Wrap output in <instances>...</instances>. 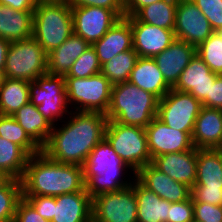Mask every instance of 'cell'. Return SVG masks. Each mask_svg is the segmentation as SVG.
Here are the masks:
<instances>
[{
    "instance_id": "22",
    "label": "cell",
    "mask_w": 222,
    "mask_h": 222,
    "mask_svg": "<svg viewBox=\"0 0 222 222\" xmlns=\"http://www.w3.org/2000/svg\"><path fill=\"white\" fill-rule=\"evenodd\" d=\"M97 54L100 64H104L119 53L133 48L132 29L130 22L121 18L107 33L91 45Z\"/></svg>"
},
{
    "instance_id": "35",
    "label": "cell",
    "mask_w": 222,
    "mask_h": 222,
    "mask_svg": "<svg viewBox=\"0 0 222 222\" xmlns=\"http://www.w3.org/2000/svg\"><path fill=\"white\" fill-rule=\"evenodd\" d=\"M196 54L212 72L222 74V32L214 31L196 48Z\"/></svg>"
},
{
    "instance_id": "32",
    "label": "cell",
    "mask_w": 222,
    "mask_h": 222,
    "mask_svg": "<svg viewBox=\"0 0 222 222\" xmlns=\"http://www.w3.org/2000/svg\"><path fill=\"white\" fill-rule=\"evenodd\" d=\"M139 56L132 48L101 65V73L114 85L128 82Z\"/></svg>"
},
{
    "instance_id": "47",
    "label": "cell",
    "mask_w": 222,
    "mask_h": 222,
    "mask_svg": "<svg viewBox=\"0 0 222 222\" xmlns=\"http://www.w3.org/2000/svg\"><path fill=\"white\" fill-rule=\"evenodd\" d=\"M11 42L6 39L0 38V69L4 70L7 52Z\"/></svg>"
},
{
    "instance_id": "48",
    "label": "cell",
    "mask_w": 222,
    "mask_h": 222,
    "mask_svg": "<svg viewBox=\"0 0 222 222\" xmlns=\"http://www.w3.org/2000/svg\"><path fill=\"white\" fill-rule=\"evenodd\" d=\"M10 179L11 177L0 169V187L4 186Z\"/></svg>"
},
{
    "instance_id": "28",
    "label": "cell",
    "mask_w": 222,
    "mask_h": 222,
    "mask_svg": "<svg viewBox=\"0 0 222 222\" xmlns=\"http://www.w3.org/2000/svg\"><path fill=\"white\" fill-rule=\"evenodd\" d=\"M195 186H222L221 149H197Z\"/></svg>"
},
{
    "instance_id": "45",
    "label": "cell",
    "mask_w": 222,
    "mask_h": 222,
    "mask_svg": "<svg viewBox=\"0 0 222 222\" xmlns=\"http://www.w3.org/2000/svg\"><path fill=\"white\" fill-rule=\"evenodd\" d=\"M0 4L25 12H34L37 6L36 0H0Z\"/></svg>"
},
{
    "instance_id": "9",
    "label": "cell",
    "mask_w": 222,
    "mask_h": 222,
    "mask_svg": "<svg viewBox=\"0 0 222 222\" xmlns=\"http://www.w3.org/2000/svg\"><path fill=\"white\" fill-rule=\"evenodd\" d=\"M47 57L48 53L33 36L11 42L4 66L5 77L34 81L47 73Z\"/></svg>"
},
{
    "instance_id": "16",
    "label": "cell",
    "mask_w": 222,
    "mask_h": 222,
    "mask_svg": "<svg viewBox=\"0 0 222 222\" xmlns=\"http://www.w3.org/2000/svg\"><path fill=\"white\" fill-rule=\"evenodd\" d=\"M217 75L195 54L172 88L192 94L202 103V106L210 108L211 84L214 83Z\"/></svg>"
},
{
    "instance_id": "8",
    "label": "cell",
    "mask_w": 222,
    "mask_h": 222,
    "mask_svg": "<svg viewBox=\"0 0 222 222\" xmlns=\"http://www.w3.org/2000/svg\"><path fill=\"white\" fill-rule=\"evenodd\" d=\"M105 139L133 172L137 173L143 166L152 163L145 128L111 120L106 125Z\"/></svg>"
},
{
    "instance_id": "44",
    "label": "cell",
    "mask_w": 222,
    "mask_h": 222,
    "mask_svg": "<svg viewBox=\"0 0 222 222\" xmlns=\"http://www.w3.org/2000/svg\"><path fill=\"white\" fill-rule=\"evenodd\" d=\"M210 108L222 110V74L216 76L210 89Z\"/></svg>"
},
{
    "instance_id": "25",
    "label": "cell",
    "mask_w": 222,
    "mask_h": 222,
    "mask_svg": "<svg viewBox=\"0 0 222 222\" xmlns=\"http://www.w3.org/2000/svg\"><path fill=\"white\" fill-rule=\"evenodd\" d=\"M137 222H167L171 202L161 199L135 178Z\"/></svg>"
},
{
    "instance_id": "24",
    "label": "cell",
    "mask_w": 222,
    "mask_h": 222,
    "mask_svg": "<svg viewBox=\"0 0 222 222\" xmlns=\"http://www.w3.org/2000/svg\"><path fill=\"white\" fill-rule=\"evenodd\" d=\"M129 82L150 92L159 100L171 90L153 58L139 57L131 71Z\"/></svg>"
},
{
    "instance_id": "1",
    "label": "cell",
    "mask_w": 222,
    "mask_h": 222,
    "mask_svg": "<svg viewBox=\"0 0 222 222\" xmlns=\"http://www.w3.org/2000/svg\"><path fill=\"white\" fill-rule=\"evenodd\" d=\"M68 120L53 126L42 152L64 164L82 166L90 152L105 138L108 119L99 112L72 111ZM67 120V121H66Z\"/></svg>"
},
{
    "instance_id": "19",
    "label": "cell",
    "mask_w": 222,
    "mask_h": 222,
    "mask_svg": "<svg viewBox=\"0 0 222 222\" xmlns=\"http://www.w3.org/2000/svg\"><path fill=\"white\" fill-rule=\"evenodd\" d=\"M195 54V46L183 40L175 39L168 48L153 59L156 61L164 80L172 88Z\"/></svg>"
},
{
    "instance_id": "20",
    "label": "cell",
    "mask_w": 222,
    "mask_h": 222,
    "mask_svg": "<svg viewBox=\"0 0 222 222\" xmlns=\"http://www.w3.org/2000/svg\"><path fill=\"white\" fill-rule=\"evenodd\" d=\"M191 138L197 149L222 148V110L202 106Z\"/></svg>"
},
{
    "instance_id": "30",
    "label": "cell",
    "mask_w": 222,
    "mask_h": 222,
    "mask_svg": "<svg viewBox=\"0 0 222 222\" xmlns=\"http://www.w3.org/2000/svg\"><path fill=\"white\" fill-rule=\"evenodd\" d=\"M178 0H161L141 8L134 17L157 27L174 30Z\"/></svg>"
},
{
    "instance_id": "17",
    "label": "cell",
    "mask_w": 222,
    "mask_h": 222,
    "mask_svg": "<svg viewBox=\"0 0 222 222\" xmlns=\"http://www.w3.org/2000/svg\"><path fill=\"white\" fill-rule=\"evenodd\" d=\"M136 178L161 199L171 203L185 201L191 196L190 187L173 180L152 163L143 166L136 173Z\"/></svg>"
},
{
    "instance_id": "37",
    "label": "cell",
    "mask_w": 222,
    "mask_h": 222,
    "mask_svg": "<svg viewBox=\"0 0 222 222\" xmlns=\"http://www.w3.org/2000/svg\"><path fill=\"white\" fill-rule=\"evenodd\" d=\"M210 22L214 31H222V0H191Z\"/></svg>"
},
{
    "instance_id": "12",
    "label": "cell",
    "mask_w": 222,
    "mask_h": 222,
    "mask_svg": "<svg viewBox=\"0 0 222 222\" xmlns=\"http://www.w3.org/2000/svg\"><path fill=\"white\" fill-rule=\"evenodd\" d=\"M73 33L92 45L100 40L121 18L108 8L71 6Z\"/></svg>"
},
{
    "instance_id": "29",
    "label": "cell",
    "mask_w": 222,
    "mask_h": 222,
    "mask_svg": "<svg viewBox=\"0 0 222 222\" xmlns=\"http://www.w3.org/2000/svg\"><path fill=\"white\" fill-rule=\"evenodd\" d=\"M29 102V81L5 78L0 87V115L12 116Z\"/></svg>"
},
{
    "instance_id": "39",
    "label": "cell",
    "mask_w": 222,
    "mask_h": 222,
    "mask_svg": "<svg viewBox=\"0 0 222 222\" xmlns=\"http://www.w3.org/2000/svg\"><path fill=\"white\" fill-rule=\"evenodd\" d=\"M167 222H194L193 198L171 203Z\"/></svg>"
},
{
    "instance_id": "4",
    "label": "cell",
    "mask_w": 222,
    "mask_h": 222,
    "mask_svg": "<svg viewBox=\"0 0 222 222\" xmlns=\"http://www.w3.org/2000/svg\"><path fill=\"white\" fill-rule=\"evenodd\" d=\"M159 99L128 82L114 84L106 113L108 121L146 128L158 113Z\"/></svg>"
},
{
    "instance_id": "11",
    "label": "cell",
    "mask_w": 222,
    "mask_h": 222,
    "mask_svg": "<svg viewBox=\"0 0 222 222\" xmlns=\"http://www.w3.org/2000/svg\"><path fill=\"white\" fill-rule=\"evenodd\" d=\"M202 103L192 94L173 88L158 103L157 117L167 126L183 132H193Z\"/></svg>"
},
{
    "instance_id": "5",
    "label": "cell",
    "mask_w": 222,
    "mask_h": 222,
    "mask_svg": "<svg viewBox=\"0 0 222 222\" xmlns=\"http://www.w3.org/2000/svg\"><path fill=\"white\" fill-rule=\"evenodd\" d=\"M73 34L71 6L67 3H39L33 12V37L49 53Z\"/></svg>"
},
{
    "instance_id": "3",
    "label": "cell",
    "mask_w": 222,
    "mask_h": 222,
    "mask_svg": "<svg viewBox=\"0 0 222 222\" xmlns=\"http://www.w3.org/2000/svg\"><path fill=\"white\" fill-rule=\"evenodd\" d=\"M82 167L85 189L91 198L129 187L136 178V173L120 159L105 138L90 152Z\"/></svg>"
},
{
    "instance_id": "40",
    "label": "cell",
    "mask_w": 222,
    "mask_h": 222,
    "mask_svg": "<svg viewBox=\"0 0 222 222\" xmlns=\"http://www.w3.org/2000/svg\"><path fill=\"white\" fill-rule=\"evenodd\" d=\"M194 221L222 222V205L193 203Z\"/></svg>"
},
{
    "instance_id": "49",
    "label": "cell",
    "mask_w": 222,
    "mask_h": 222,
    "mask_svg": "<svg viewBox=\"0 0 222 222\" xmlns=\"http://www.w3.org/2000/svg\"><path fill=\"white\" fill-rule=\"evenodd\" d=\"M37 4L39 3H50V2H55V3H67L68 0H36Z\"/></svg>"
},
{
    "instance_id": "42",
    "label": "cell",
    "mask_w": 222,
    "mask_h": 222,
    "mask_svg": "<svg viewBox=\"0 0 222 222\" xmlns=\"http://www.w3.org/2000/svg\"><path fill=\"white\" fill-rule=\"evenodd\" d=\"M70 6H95L113 10L120 18L125 17L124 0H68Z\"/></svg>"
},
{
    "instance_id": "33",
    "label": "cell",
    "mask_w": 222,
    "mask_h": 222,
    "mask_svg": "<svg viewBox=\"0 0 222 222\" xmlns=\"http://www.w3.org/2000/svg\"><path fill=\"white\" fill-rule=\"evenodd\" d=\"M0 137L19 145L29 156L42 152V148L12 116L0 115Z\"/></svg>"
},
{
    "instance_id": "15",
    "label": "cell",
    "mask_w": 222,
    "mask_h": 222,
    "mask_svg": "<svg viewBox=\"0 0 222 222\" xmlns=\"http://www.w3.org/2000/svg\"><path fill=\"white\" fill-rule=\"evenodd\" d=\"M125 18L130 22L133 49L139 57L154 58L176 39L173 30L140 22L134 16Z\"/></svg>"
},
{
    "instance_id": "41",
    "label": "cell",
    "mask_w": 222,
    "mask_h": 222,
    "mask_svg": "<svg viewBox=\"0 0 222 222\" xmlns=\"http://www.w3.org/2000/svg\"><path fill=\"white\" fill-rule=\"evenodd\" d=\"M37 211V213L48 221L53 219L54 196L22 195Z\"/></svg>"
},
{
    "instance_id": "7",
    "label": "cell",
    "mask_w": 222,
    "mask_h": 222,
    "mask_svg": "<svg viewBox=\"0 0 222 222\" xmlns=\"http://www.w3.org/2000/svg\"><path fill=\"white\" fill-rule=\"evenodd\" d=\"M29 94L30 102L52 126L58 125L57 121L67 119L65 116L71 113L64 76L46 73L29 81Z\"/></svg>"
},
{
    "instance_id": "10",
    "label": "cell",
    "mask_w": 222,
    "mask_h": 222,
    "mask_svg": "<svg viewBox=\"0 0 222 222\" xmlns=\"http://www.w3.org/2000/svg\"><path fill=\"white\" fill-rule=\"evenodd\" d=\"M137 210L135 178L129 187L92 198V222H137Z\"/></svg>"
},
{
    "instance_id": "18",
    "label": "cell",
    "mask_w": 222,
    "mask_h": 222,
    "mask_svg": "<svg viewBox=\"0 0 222 222\" xmlns=\"http://www.w3.org/2000/svg\"><path fill=\"white\" fill-rule=\"evenodd\" d=\"M152 164L173 180L191 189L195 186L197 173V148L183 152L162 154L152 160Z\"/></svg>"
},
{
    "instance_id": "21",
    "label": "cell",
    "mask_w": 222,
    "mask_h": 222,
    "mask_svg": "<svg viewBox=\"0 0 222 222\" xmlns=\"http://www.w3.org/2000/svg\"><path fill=\"white\" fill-rule=\"evenodd\" d=\"M51 222H92V198L83 191L55 196Z\"/></svg>"
},
{
    "instance_id": "2",
    "label": "cell",
    "mask_w": 222,
    "mask_h": 222,
    "mask_svg": "<svg viewBox=\"0 0 222 222\" xmlns=\"http://www.w3.org/2000/svg\"><path fill=\"white\" fill-rule=\"evenodd\" d=\"M21 183L22 195L55 197L85 189L82 166L56 162L43 152L29 157Z\"/></svg>"
},
{
    "instance_id": "26",
    "label": "cell",
    "mask_w": 222,
    "mask_h": 222,
    "mask_svg": "<svg viewBox=\"0 0 222 222\" xmlns=\"http://www.w3.org/2000/svg\"><path fill=\"white\" fill-rule=\"evenodd\" d=\"M33 36V12L16 11L0 4V38L9 42Z\"/></svg>"
},
{
    "instance_id": "43",
    "label": "cell",
    "mask_w": 222,
    "mask_h": 222,
    "mask_svg": "<svg viewBox=\"0 0 222 222\" xmlns=\"http://www.w3.org/2000/svg\"><path fill=\"white\" fill-rule=\"evenodd\" d=\"M14 222H50L41 217L33 206L25 199L21 198L16 206Z\"/></svg>"
},
{
    "instance_id": "6",
    "label": "cell",
    "mask_w": 222,
    "mask_h": 222,
    "mask_svg": "<svg viewBox=\"0 0 222 222\" xmlns=\"http://www.w3.org/2000/svg\"><path fill=\"white\" fill-rule=\"evenodd\" d=\"M67 101L72 111L106 115L113 84L100 72L88 78L65 77ZM74 105V106H73Z\"/></svg>"
},
{
    "instance_id": "31",
    "label": "cell",
    "mask_w": 222,
    "mask_h": 222,
    "mask_svg": "<svg viewBox=\"0 0 222 222\" xmlns=\"http://www.w3.org/2000/svg\"><path fill=\"white\" fill-rule=\"evenodd\" d=\"M29 157L19 145L0 137V169L11 178L22 179Z\"/></svg>"
},
{
    "instance_id": "50",
    "label": "cell",
    "mask_w": 222,
    "mask_h": 222,
    "mask_svg": "<svg viewBox=\"0 0 222 222\" xmlns=\"http://www.w3.org/2000/svg\"><path fill=\"white\" fill-rule=\"evenodd\" d=\"M5 73L4 70L0 69V87L2 86V84L4 83L5 80Z\"/></svg>"
},
{
    "instance_id": "14",
    "label": "cell",
    "mask_w": 222,
    "mask_h": 222,
    "mask_svg": "<svg viewBox=\"0 0 222 222\" xmlns=\"http://www.w3.org/2000/svg\"><path fill=\"white\" fill-rule=\"evenodd\" d=\"M151 159L162 154L191 150L192 132H183L167 126L157 116L145 128Z\"/></svg>"
},
{
    "instance_id": "34",
    "label": "cell",
    "mask_w": 222,
    "mask_h": 222,
    "mask_svg": "<svg viewBox=\"0 0 222 222\" xmlns=\"http://www.w3.org/2000/svg\"><path fill=\"white\" fill-rule=\"evenodd\" d=\"M21 198V180L11 178L0 187V222H14L16 206Z\"/></svg>"
},
{
    "instance_id": "27",
    "label": "cell",
    "mask_w": 222,
    "mask_h": 222,
    "mask_svg": "<svg viewBox=\"0 0 222 222\" xmlns=\"http://www.w3.org/2000/svg\"><path fill=\"white\" fill-rule=\"evenodd\" d=\"M12 117L41 148L47 143L53 126L34 104L23 105Z\"/></svg>"
},
{
    "instance_id": "36",
    "label": "cell",
    "mask_w": 222,
    "mask_h": 222,
    "mask_svg": "<svg viewBox=\"0 0 222 222\" xmlns=\"http://www.w3.org/2000/svg\"><path fill=\"white\" fill-rule=\"evenodd\" d=\"M101 72L95 49L90 46L71 66L65 77L88 78Z\"/></svg>"
},
{
    "instance_id": "38",
    "label": "cell",
    "mask_w": 222,
    "mask_h": 222,
    "mask_svg": "<svg viewBox=\"0 0 222 222\" xmlns=\"http://www.w3.org/2000/svg\"><path fill=\"white\" fill-rule=\"evenodd\" d=\"M193 203L222 205V186H194L191 189Z\"/></svg>"
},
{
    "instance_id": "46",
    "label": "cell",
    "mask_w": 222,
    "mask_h": 222,
    "mask_svg": "<svg viewBox=\"0 0 222 222\" xmlns=\"http://www.w3.org/2000/svg\"><path fill=\"white\" fill-rule=\"evenodd\" d=\"M161 0H124L125 17L134 16L141 8Z\"/></svg>"
},
{
    "instance_id": "23",
    "label": "cell",
    "mask_w": 222,
    "mask_h": 222,
    "mask_svg": "<svg viewBox=\"0 0 222 222\" xmlns=\"http://www.w3.org/2000/svg\"><path fill=\"white\" fill-rule=\"evenodd\" d=\"M90 46L81 36L73 33L64 43L48 53L47 73L65 77L73 63Z\"/></svg>"
},
{
    "instance_id": "13",
    "label": "cell",
    "mask_w": 222,
    "mask_h": 222,
    "mask_svg": "<svg viewBox=\"0 0 222 222\" xmlns=\"http://www.w3.org/2000/svg\"><path fill=\"white\" fill-rule=\"evenodd\" d=\"M173 31L176 39L196 48L214 32L210 22L191 0H178Z\"/></svg>"
}]
</instances>
